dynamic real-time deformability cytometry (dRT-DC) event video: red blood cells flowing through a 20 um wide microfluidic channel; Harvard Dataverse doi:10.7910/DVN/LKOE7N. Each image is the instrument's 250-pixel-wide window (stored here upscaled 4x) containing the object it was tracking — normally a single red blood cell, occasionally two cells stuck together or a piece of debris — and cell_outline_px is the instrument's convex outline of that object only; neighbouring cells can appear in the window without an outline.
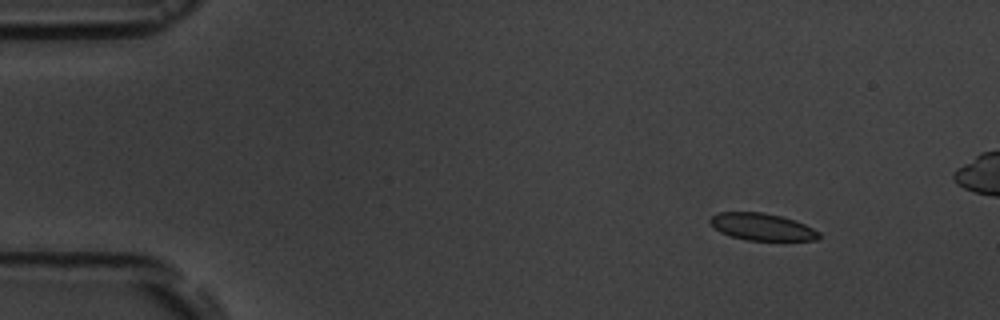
{"species": "common noctule bat (a hibernating species)", "species_latin": "Nyctalus noctula", "temperature_condition": "room temperature", "stored_images_in_passage": 5, "camera_frame_rate_fps": 3000, "um_per_image_px": 0.085, "animal": {"sex": "male", "body_mass_g": 19.5, "forearm_length_mm": 54.6}, "frame": {"image": 1, "passage_image": 1, "time_ms": 0.0, "image_size_px": [1000, 320], "cell_outline_px": [[820, 236], [816, 240], [748, 240], [732, 236], [720, 232], [708, 220], [716, 212], [764, 212], [796, 220], [820, 232]], "centroid_in_image_um": [64.77, 19.27], "position_along_channel_um": 20.2, "area_um2": 17.05}}